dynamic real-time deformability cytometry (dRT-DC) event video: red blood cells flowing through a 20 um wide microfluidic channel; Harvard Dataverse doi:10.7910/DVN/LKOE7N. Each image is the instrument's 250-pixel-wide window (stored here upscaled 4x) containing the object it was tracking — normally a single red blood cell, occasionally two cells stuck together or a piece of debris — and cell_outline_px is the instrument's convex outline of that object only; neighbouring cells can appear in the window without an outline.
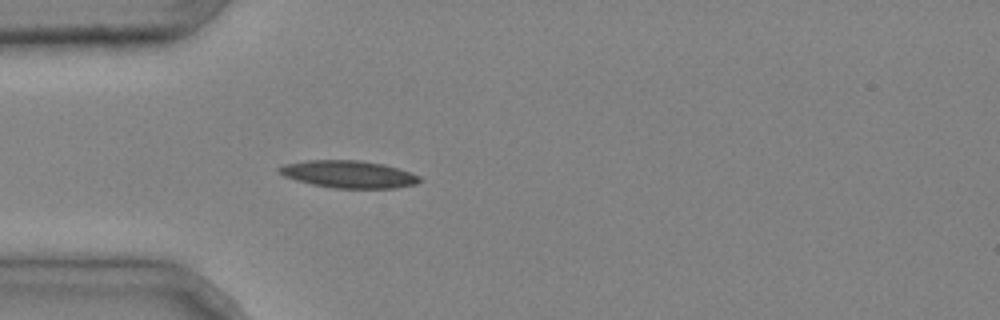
{"species": "common noctule bat (a hibernating species)", "species_latin": "Nyctalus noctula", "temperature_condition": "cold", "stored_images_in_passage": 3, "camera_frame_rate_fps": 3000, "um_per_image_px": 0.085, "animal": {"sex": "male", "body_mass_g": 20.4}, "frame": {"image": 1, "passage_image": 3, "time_ms": 0.667, "image_size_px": [1000, 320], "cell_outline_px": [[424, 180], [416, 184], [396, 188], [336, 188], [312, 184], [296, 180], [284, 176], [276, 172], [276, 168], [284, 164], [308, 160], [360, 160], [384, 164], [412, 172], [420, 176]], "centroid_in_image_um": [29.65, 14.8], "position_along_channel_um": 55.3, "area_um2": 22.6}}